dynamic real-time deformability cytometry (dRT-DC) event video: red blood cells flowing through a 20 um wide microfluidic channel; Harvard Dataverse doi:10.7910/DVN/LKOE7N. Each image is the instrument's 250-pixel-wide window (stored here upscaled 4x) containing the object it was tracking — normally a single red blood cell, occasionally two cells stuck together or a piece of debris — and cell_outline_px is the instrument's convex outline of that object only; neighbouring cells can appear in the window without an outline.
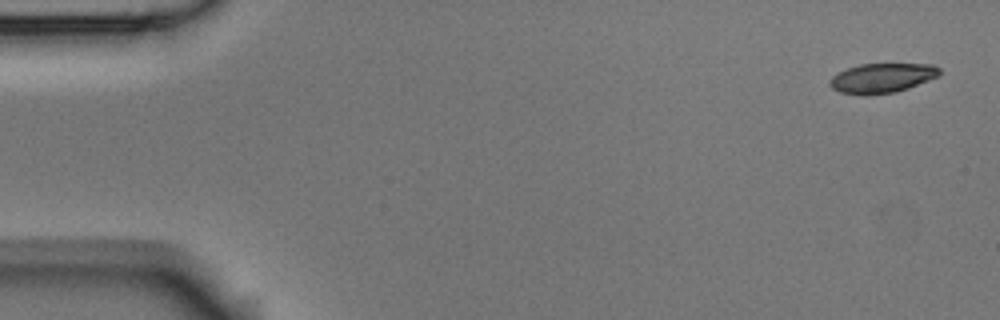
{"species": "Egyptian fruit bat (a non-hibernating species)", "species_latin": "Rousettus aegyptiacus", "temperature_condition": "room temperature", "stored_images_in_passage": 8, "camera_frame_rate_fps": 3000, "um_per_image_px": 0.085, "animal": {"sex": "male"}, "frame": {"image": 1, "passage_image": 1, "time_ms": 0.0, "image_size_px": [1000, 320], "cell_outline_px": [[940, 76], [908, 88], [896, 92], [840, 92], [832, 88], [828, 84], [828, 80], [832, 76], [848, 68], [860, 64], [932, 64], [940, 68]], "centroid_in_image_um": [75.02, 6.59], "position_along_channel_um": 10.0, "area_um2": 18.26}}
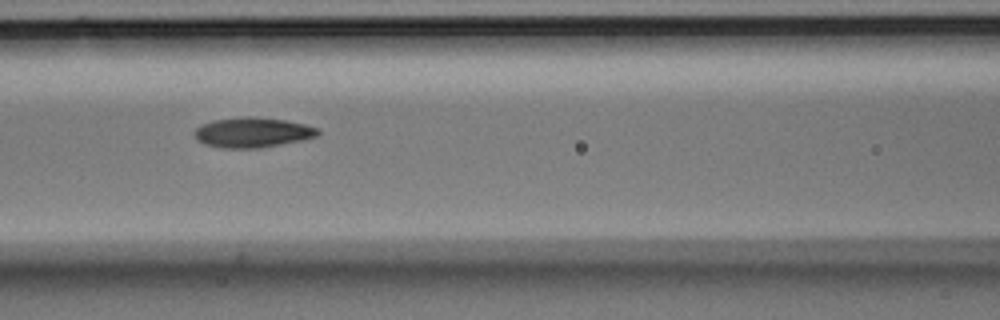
{"frame": {"image": 2, "passage_image": 7, "time_ms": 2.0, "image_size_px": [1000, 320], "cell_outline_px": [[320, 132], [316, 136], [300, 140], [260, 148], [224, 148], [204, 144], [196, 140], [196, 128], [200, 124], [212, 120], [244, 116], [248, 116], [284, 120], [304, 124], [320, 128]], "centroid_in_image_um": [21.44, 11.25], "position_along_channel_um": 145.2, "area_um2": 21.5}}
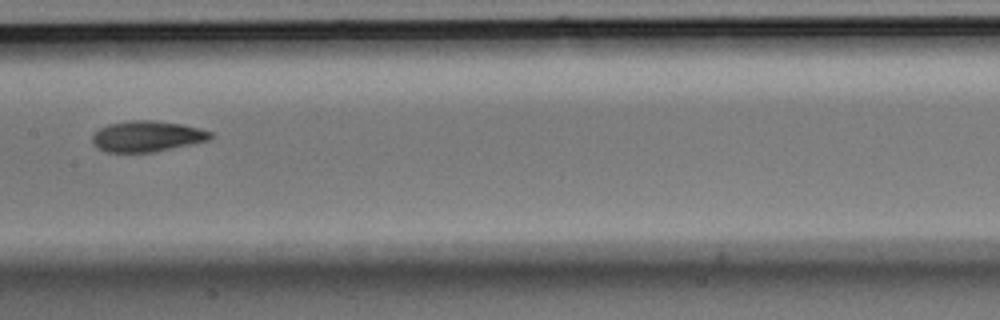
{"frame": {"image": 3, "passage_image": 8, "time_ms": 2.333, "image_size_px": [1000, 320], "cell_outline_px": [[212, 136], [208, 140], [156, 152], [104, 152], [96, 148], [92, 144], [92, 136], [100, 128], [108, 124], [132, 120], [152, 120], [180, 124], [212, 132]], "centroid_in_image_um": [12.44, 11.6], "position_along_channel_um": 195.0, "area_um2": 21.15}}